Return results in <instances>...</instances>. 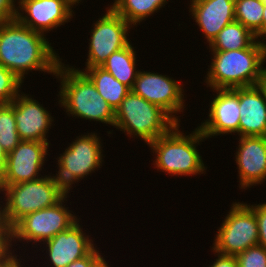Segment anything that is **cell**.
<instances>
[{"mask_svg": "<svg viewBox=\"0 0 266 267\" xmlns=\"http://www.w3.org/2000/svg\"><path fill=\"white\" fill-rule=\"evenodd\" d=\"M45 38L17 19L0 23V64L22 81L29 70L54 75L61 61Z\"/></svg>", "mask_w": 266, "mask_h": 267, "instance_id": "6da1fadb", "label": "cell"}, {"mask_svg": "<svg viewBox=\"0 0 266 267\" xmlns=\"http://www.w3.org/2000/svg\"><path fill=\"white\" fill-rule=\"evenodd\" d=\"M213 59L206 83L216 89H233L258 85L266 59V44L256 39L248 48L212 51Z\"/></svg>", "mask_w": 266, "mask_h": 267, "instance_id": "7a4b0ae2", "label": "cell"}, {"mask_svg": "<svg viewBox=\"0 0 266 267\" xmlns=\"http://www.w3.org/2000/svg\"><path fill=\"white\" fill-rule=\"evenodd\" d=\"M60 62L55 76L61 82L60 102L68 114L114 126L115 110L99 95L92 81L81 71Z\"/></svg>", "mask_w": 266, "mask_h": 267, "instance_id": "3957f363", "label": "cell"}, {"mask_svg": "<svg viewBox=\"0 0 266 267\" xmlns=\"http://www.w3.org/2000/svg\"><path fill=\"white\" fill-rule=\"evenodd\" d=\"M2 191H6L7 202L1 209V221L7 232L27 214L51 207L68 194L55 176L6 186Z\"/></svg>", "mask_w": 266, "mask_h": 267, "instance_id": "277c9868", "label": "cell"}, {"mask_svg": "<svg viewBox=\"0 0 266 267\" xmlns=\"http://www.w3.org/2000/svg\"><path fill=\"white\" fill-rule=\"evenodd\" d=\"M177 123L168 133L148 143L156 156L155 165L171 175H196L206 169L196 144L206 139L197 127L193 134L183 135Z\"/></svg>", "mask_w": 266, "mask_h": 267, "instance_id": "5b68a950", "label": "cell"}, {"mask_svg": "<svg viewBox=\"0 0 266 267\" xmlns=\"http://www.w3.org/2000/svg\"><path fill=\"white\" fill-rule=\"evenodd\" d=\"M177 122L162 108L132 90L115 110L114 126L127 135H137L147 144L168 133Z\"/></svg>", "mask_w": 266, "mask_h": 267, "instance_id": "8992f818", "label": "cell"}, {"mask_svg": "<svg viewBox=\"0 0 266 267\" xmlns=\"http://www.w3.org/2000/svg\"><path fill=\"white\" fill-rule=\"evenodd\" d=\"M215 238L213 251L223 255L236 256L258 245V224L254 211L247 204L233 203Z\"/></svg>", "mask_w": 266, "mask_h": 267, "instance_id": "52a82bcc", "label": "cell"}, {"mask_svg": "<svg viewBox=\"0 0 266 267\" xmlns=\"http://www.w3.org/2000/svg\"><path fill=\"white\" fill-rule=\"evenodd\" d=\"M66 196L56 203L55 205L43 208L41 210L35 211L33 213L27 214L22 219H20L9 231H8V252L14 238L40 242L46 241L53 238L59 232L65 231L72 224H74L77 219L75 215L71 214V211L62 206Z\"/></svg>", "mask_w": 266, "mask_h": 267, "instance_id": "ba28073f", "label": "cell"}, {"mask_svg": "<svg viewBox=\"0 0 266 267\" xmlns=\"http://www.w3.org/2000/svg\"><path fill=\"white\" fill-rule=\"evenodd\" d=\"M101 150L100 140L94 133L77 137L75 142L65 149L58 158L59 171L55 178L67 192L74 182L100 168L103 161Z\"/></svg>", "mask_w": 266, "mask_h": 267, "instance_id": "9c48e42d", "label": "cell"}, {"mask_svg": "<svg viewBox=\"0 0 266 267\" xmlns=\"http://www.w3.org/2000/svg\"><path fill=\"white\" fill-rule=\"evenodd\" d=\"M94 24L86 68L101 66L112 53L130 43L127 32L131 25L111 7Z\"/></svg>", "mask_w": 266, "mask_h": 267, "instance_id": "30bf717a", "label": "cell"}, {"mask_svg": "<svg viewBox=\"0 0 266 267\" xmlns=\"http://www.w3.org/2000/svg\"><path fill=\"white\" fill-rule=\"evenodd\" d=\"M49 143L22 140L7 154L6 168L0 178V192L10 185L39 179Z\"/></svg>", "mask_w": 266, "mask_h": 267, "instance_id": "8fae6325", "label": "cell"}, {"mask_svg": "<svg viewBox=\"0 0 266 267\" xmlns=\"http://www.w3.org/2000/svg\"><path fill=\"white\" fill-rule=\"evenodd\" d=\"M180 85L166 75L139 71L131 90L148 102L162 108L179 123L178 117L172 114L181 112L180 110L185 108L184 95Z\"/></svg>", "mask_w": 266, "mask_h": 267, "instance_id": "7c38bea8", "label": "cell"}, {"mask_svg": "<svg viewBox=\"0 0 266 267\" xmlns=\"http://www.w3.org/2000/svg\"><path fill=\"white\" fill-rule=\"evenodd\" d=\"M18 4L20 10L25 11L29 17L18 10L16 19L22 25L42 34L64 25L73 16V10L63 0H19Z\"/></svg>", "mask_w": 266, "mask_h": 267, "instance_id": "4fadbf2b", "label": "cell"}, {"mask_svg": "<svg viewBox=\"0 0 266 267\" xmlns=\"http://www.w3.org/2000/svg\"><path fill=\"white\" fill-rule=\"evenodd\" d=\"M216 97L211 101L209 120L198 126L202 134L208 138L221 134L238 133L240 109L238 88L216 89Z\"/></svg>", "mask_w": 266, "mask_h": 267, "instance_id": "5bb4252c", "label": "cell"}, {"mask_svg": "<svg viewBox=\"0 0 266 267\" xmlns=\"http://www.w3.org/2000/svg\"><path fill=\"white\" fill-rule=\"evenodd\" d=\"M25 95L18 94L11 102L18 135L21 140L49 143L46 134L52 125V117L37 100Z\"/></svg>", "mask_w": 266, "mask_h": 267, "instance_id": "9a60e30c", "label": "cell"}, {"mask_svg": "<svg viewBox=\"0 0 266 267\" xmlns=\"http://www.w3.org/2000/svg\"><path fill=\"white\" fill-rule=\"evenodd\" d=\"M239 141L235 161L244 189L266 179V136H241Z\"/></svg>", "mask_w": 266, "mask_h": 267, "instance_id": "2e32d148", "label": "cell"}, {"mask_svg": "<svg viewBox=\"0 0 266 267\" xmlns=\"http://www.w3.org/2000/svg\"><path fill=\"white\" fill-rule=\"evenodd\" d=\"M77 222L79 221L45 241L53 267H67L75 260L88 255L95 248L89 236H84Z\"/></svg>", "mask_w": 266, "mask_h": 267, "instance_id": "e0dca14e", "label": "cell"}, {"mask_svg": "<svg viewBox=\"0 0 266 267\" xmlns=\"http://www.w3.org/2000/svg\"><path fill=\"white\" fill-rule=\"evenodd\" d=\"M239 135L266 136V96L260 85L238 88Z\"/></svg>", "mask_w": 266, "mask_h": 267, "instance_id": "ac0fdd59", "label": "cell"}, {"mask_svg": "<svg viewBox=\"0 0 266 267\" xmlns=\"http://www.w3.org/2000/svg\"><path fill=\"white\" fill-rule=\"evenodd\" d=\"M192 17L210 44L218 33L235 21V0H190Z\"/></svg>", "mask_w": 266, "mask_h": 267, "instance_id": "d6986e66", "label": "cell"}, {"mask_svg": "<svg viewBox=\"0 0 266 267\" xmlns=\"http://www.w3.org/2000/svg\"><path fill=\"white\" fill-rule=\"evenodd\" d=\"M86 69L85 71H79L83 72L92 81L99 95L116 110L131 89L115 79L101 66Z\"/></svg>", "mask_w": 266, "mask_h": 267, "instance_id": "ffe728a7", "label": "cell"}, {"mask_svg": "<svg viewBox=\"0 0 266 267\" xmlns=\"http://www.w3.org/2000/svg\"><path fill=\"white\" fill-rule=\"evenodd\" d=\"M135 55L134 49L129 43L126 47L112 53L101 67L119 82L132 89L139 72L135 69Z\"/></svg>", "mask_w": 266, "mask_h": 267, "instance_id": "44dd1931", "label": "cell"}, {"mask_svg": "<svg viewBox=\"0 0 266 267\" xmlns=\"http://www.w3.org/2000/svg\"><path fill=\"white\" fill-rule=\"evenodd\" d=\"M255 40V34L238 21H233L209 45L211 51L241 50L248 48Z\"/></svg>", "mask_w": 266, "mask_h": 267, "instance_id": "7402d4cb", "label": "cell"}, {"mask_svg": "<svg viewBox=\"0 0 266 267\" xmlns=\"http://www.w3.org/2000/svg\"><path fill=\"white\" fill-rule=\"evenodd\" d=\"M165 2L167 3L166 0H115L110 7L129 24L136 25L163 7Z\"/></svg>", "mask_w": 266, "mask_h": 267, "instance_id": "603a6c76", "label": "cell"}, {"mask_svg": "<svg viewBox=\"0 0 266 267\" xmlns=\"http://www.w3.org/2000/svg\"><path fill=\"white\" fill-rule=\"evenodd\" d=\"M263 9L262 0H235V21L248 28L256 39L262 37Z\"/></svg>", "mask_w": 266, "mask_h": 267, "instance_id": "cb8c5ba5", "label": "cell"}, {"mask_svg": "<svg viewBox=\"0 0 266 267\" xmlns=\"http://www.w3.org/2000/svg\"><path fill=\"white\" fill-rule=\"evenodd\" d=\"M21 141L16 130L14 106L11 103L0 104V144L3 149L9 153Z\"/></svg>", "mask_w": 266, "mask_h": 267, "instance_id": "d4e9b609", "label": "cell"}, {"mask_svg": "<svg viewBox=\"0 0 266 267\" xmlns=\"http://www.w3.org/2000/svg\"><path fill=\"white\" fill-rule=\"evenodd\" d=\"M22 82L13 72L0 64V104H10L18 96Z\"/></svg>", "mask_w": 266, "mask_h": 267, "instance_id": "484cf974", "label": "cell"}, {"mask_svg": "<svg viewBox=\"0 0 266 267\" xmlns=\"http://www.w3.org/2000/svg\"><path fill=\"white\" fill-rule=\"evenodd\" d=\"M238 267H266V248L252 246L235 256Z\"/></svg>", "mask_w": 266, "mask_h": 267, "instance_id": "4316f807", "label": "cell"}, {"mask_svg": "<svg viewBox=\"0 0 266 267\" xmlns=\"http://www.w3.org/2000/svg\"><path fill=\"white\" fill-rule=\"evenodd\" d=\"M248 206L254 211L257 219L259 233L258 245L266 248V203Z\"/></svg>", "mask_w": 266, "mask_h": 267, "instance_id": "83f0119b", "label": "cell"}, {"mask_svg": "<svg viewBox=\"0 0 266 267\" xmlns=\"http://www.w3.org/2000/svg\"><path fill=\"white\" fill-rule=\"evenodd\" d=\"M14 0H0V23L16 19Z\"/></svg>", "mask_w": 266, "mask_h": 267, "instance_id": "f1b7e54d", "label": "cell"}, {"mask_svg": "<svg viewBox=\"0 0 266 267\" xmlns=\"http://www.w3.org/2000/svg\"><path fill=\"white\" fill-rule=\"evenodd\" d=\"M99 251L94 248L88 255L75 260L67 267H94L95 263L101 258Z\"/></svg>", "mask_w": 266, "mask_h": 267, "instance_id": "f546056e", "label": "cell"}, {"mask_svg": "<svg viewBox=\"0 0 266 267\" xmlns=\"http://www.w3.org/2000/svg\"><path fill=\"white\" fill-rule=\"evenodd\" d=\"M209 267H238V263L235 256L218 253V259Z\"/></svg>", "mask_w": 266, "mask_h": 267, "instance_id": "4dcf8cb0", "label": "cell"}, {"mask_svg": "<svg viewBox=\"0 0 266 267\" xmlns=\"http://www.w3.org/2000/svg\"><path fill=\"white\" fill-rule=\"evenodd\" d=\"M0 253L8 252V232L4 227H0Z\"/></svg>", "mask_w": 266, "mask_h": 267, "instance_id": "1f68e13d", "label": "cell"}, {"mask_svg": "<svg viewBox=\"0 0 266 267\" xmlns=\"http://www.w3.org/2000/svg\"><path fill=\"white\" fill-rule=\"evenodd\" d=\"M7 154L8 153L3 149L2 145L0 144V178L6 168Z\"/></svg>", "mask_w": 266, "mask_h": 267, "instance_id": "d6a6232c", "label": "cell"}, {"mask_svg": "<svg viewBox=\"0 0 266 267\" xmlns=\"http://www.w3.org/2000/svg\"><path fill=\"white\" fill-rule=\"evenodd\" d=\"M17 258L13 256H9L1 265L0 267H12L16 262Z\"/></svg>", "mask_w": 266, "mask_h": 267, "instance_id": "836d02e7", "label": "cell"}, {"mask_svg": "<svg viewBox=\"0 0 266 267\" xmlns=\"http://www.w3.org/2000/svg\"><path fill=\"white\" fill-rule=\"evenodd\" d=\"M266 36V3H264L263 19H262V36Z\"/></svg>", "mask_w": 266, "mask_h": 267, "instance_id": "e575fe53", "label": "cell"}, {"mask_svg": "<svg viewBox=\"0 0 266 267\" xmlns=\"http://www.w3.org/2000/svg\"><path fill=\"white\" fill-rule=\"evenodd\" d=\"M259 85L262 88V90L264 91L265 96H266V69H264V72H263L262 78L259 82Z\"/></svg>", "mask_w": 266, "mask_h": 267, "instance_id": "d590c367", "label": "cell"}, {"mask_svg": "<svg viewBox=\"0 0 266 267\" xmlns=\"http://www.w3.org/2000/svg\"><path fill=\"white\" fill-rule=\"evenodd\" d=\"M94 267H109L105 259L101 257L94 265Z\"/></svg>", "mask_w": 266, "mask_h": 267, "instance_id": "8d00e7d4", "label": "cell"}, {"mask_svg": "<svg viewBox=\"0 0 266 267\" xmlns=\"http://www.w3.org/2000/svg\"><path fill=\"white\" fill-rule=\"evenodd\" d=\"M9 253H0V265L9 257Z\"/></svg>", "mask_w": 266, "mask_h": 267, "instance_id": "74e56055", "label": "cell"}, {"mask_svg": "<svg viewBox=\"0 0 266 267\" xmlns=\"http://www.w3.org/2000/svg\"><path fill=\"white\" fill-rule=\"evenodd\" d=\"M63 1L72 8L74 4L76 5V3H78L81 0H63Z\"/></svg>", "mask_w": 266, "mask_h": 267, "instance_id": "f35d334b", "label": "cell"}, {"mask_svg": "<svg viewBox=\"0 0 266 267\" xmlns=\"http://www.w3.org/2000/svg\"><path fill=\"white\" fill-rule=\"evenodd\" d=\"M20 264L21 263H19V261H17L12 267H21Z\"/></svg>", "mask_w": 266, "mask_h": 267, "instance_id": "ab89813d", "label": "cell"}, {"mask_svg": "<svg viewBox=\"0 0 266 267\" xmlns=\"http://www.w3.org/2000/svg\"><path fill=\"white\" fill-rule=\"evenodd\" d=\"M1 209V207H0ZM0 227H3L2 221H1V210H0Z\"/></svg>", "mask_w": 266, "mask_h": 267, "instance_id": "60d3db41", "label": "cell"}]
</instances>
